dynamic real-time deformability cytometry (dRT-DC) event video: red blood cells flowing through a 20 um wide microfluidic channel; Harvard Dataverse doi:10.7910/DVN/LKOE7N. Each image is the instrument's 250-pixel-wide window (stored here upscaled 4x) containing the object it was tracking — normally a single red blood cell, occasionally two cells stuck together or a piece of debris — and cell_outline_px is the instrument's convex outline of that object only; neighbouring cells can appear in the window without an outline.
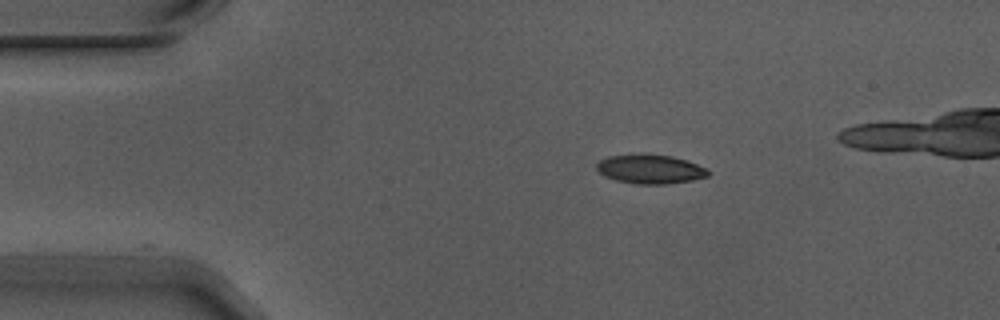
{"species": "Egyptian fruit bat (a non-hibernating species)", "species_latin": "Rousettus aegyptiacus", "temperature_condition": "warm", "stored_images_in_passage": 4, "camera_frame_rate_fps": 3000, "um_per_image_px": 0.085, "animal": {"sex": "male"}, "frame": {"image": 1, "passage_image": 1, "time_ms": 0.0, "image_size_px": [1000, 320], "cell_outline_px": [[712, 172], [708, 176], [692, 180], [664, 184], [636, 184], [616, 180], [604, 176], [596, 168], [596, 164], [600, 160], [608, 156], [644, 152], [672, 156], [708, 168]], "centroid_in_image_um": [55.26, 14.35], "position_along_channel_um": 29.7, "area_um2": 19.25}}